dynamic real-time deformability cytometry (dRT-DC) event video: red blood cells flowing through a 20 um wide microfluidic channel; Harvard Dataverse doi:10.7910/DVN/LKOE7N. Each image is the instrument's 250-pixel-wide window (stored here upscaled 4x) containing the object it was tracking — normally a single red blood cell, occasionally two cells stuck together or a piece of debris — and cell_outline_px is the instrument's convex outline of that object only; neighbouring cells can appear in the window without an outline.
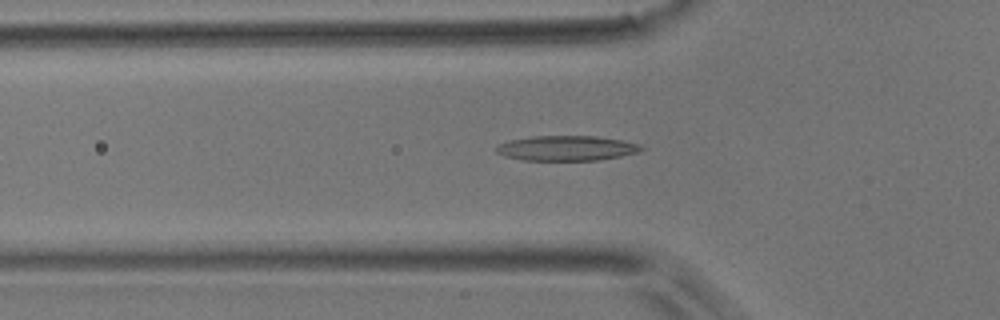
{"species": "common noctule bat (a hibernating species)", "species_latin": "Nyctalus noctula", "temperature_condition": "room temperature", "stored_images_in_passage": 49, "camera_frame_rate_fps": 3000, "um_per_image_px": 0.085, "animal": {"sex": "male", "body_mass_g": 17.9}, "frame": {"image": 1, "passage_image": 17, "time_ms": 5.333, "image_size_px": [1000, 320], "cell_outline_px": [[644, 148], [636, 152], [620, 156], [600, 160], [524, 160], [504, 156], [496, 152], [496, 144], [508, 140], [532, 136], [596, 136], [620, 140], [640, 144]], "centroid_in_image_um": [48.1, 12.59], "position_along_channel_um": 77.7, "area_um2": 21.1}}
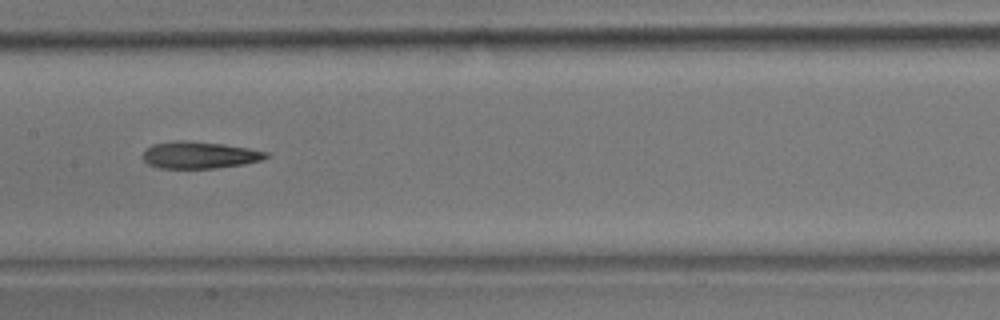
{"frame": {"image": 2, "passage_image": 26, "time_ms": 8.333, "image_size_px": [1000, 320], "cell_outline_px": [[272, 156], [260, 160], [244, 164], [216, 168], [160, 168], [148, 164], [144, 160], [144, 152], [152, 144], [176, 140], [184, 140], [224, 144], [248, 148], [268, 152]], "centroid_in_image_um": [16.99, 13.17], "position_along_channel_um": 190.4, "area_um2": 19.31}}
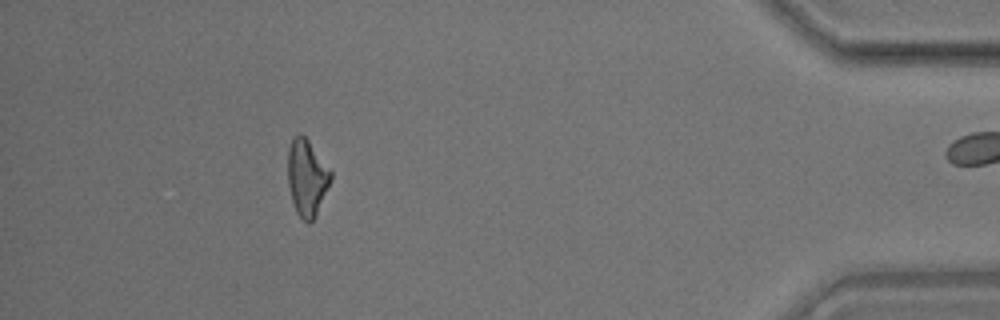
{"frame": {"image": 3, "passage_image": 48, "time_ms": 15.667, "image_size_px": [1000, 320], "cell_outline_px": [[332, 180], [316, 216], [308, 224], [296, 212], [292, 200], [288, 184], [288, 148], [292, 136], [300, 132], [308, 140], [332, 172]], "centroid_in_image_um": [26.08, 15.08], "position_along_channel_um": 409.1, "area_um2": 19.25}, "authors_computed_cell_mechanics": {"area_um2": 19.7676, "velocity_mm_per_s": 3.7174, "shape_relaxation_time_tau1_ms": 6.186, "shape_relaxation_time_tau2_ms": 8.1397, "deformation_change_tau1": 0.1604, "deformation_change_tau2": 0.23}}